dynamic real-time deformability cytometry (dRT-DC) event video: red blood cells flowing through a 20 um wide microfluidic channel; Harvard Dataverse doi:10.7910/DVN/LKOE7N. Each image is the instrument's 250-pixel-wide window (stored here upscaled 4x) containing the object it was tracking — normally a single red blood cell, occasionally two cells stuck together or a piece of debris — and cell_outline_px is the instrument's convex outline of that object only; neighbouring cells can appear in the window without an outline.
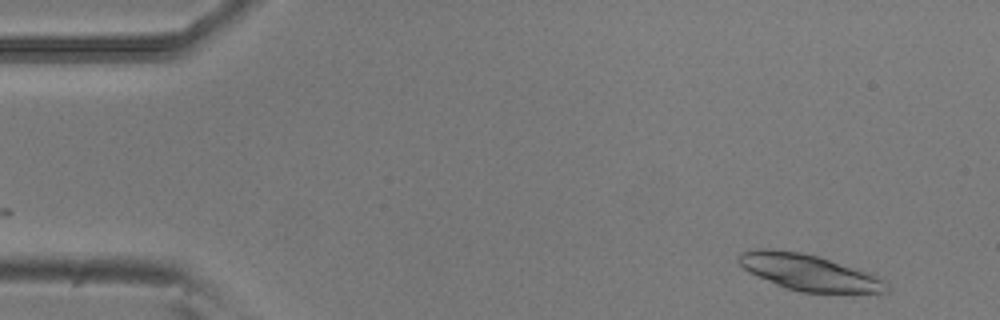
{"species": "common noctule bat (a hibernating species)", "species_latin": "Nyctalus noctula", "temperature_condition": "room temperature", "stored_images_in_passage": 20, "camera_frame_rate_fps": 3000, "um_per_image_px": 0.085, "animal": {"sex": "male", "body_mass_g": 20.5, "forearm_length_mm": 52.5}, "frame": {"image": 1, "passage_image": 2, "time_ms": 0.333, "image_size_px": [1000, 320], "cell_outline_px": [[888, 292], [800, 292], [784, 288], [748, 272], [736, 260], [740, 252], [756, 248], [768, 248], [800, 252], [820, 256], [868, 272], [884, 280], [888, 284]], "centroid_in_image_um": [68.7, 23.13], "position_along_channel_um": 16.3, "area_um2": 31.15}}
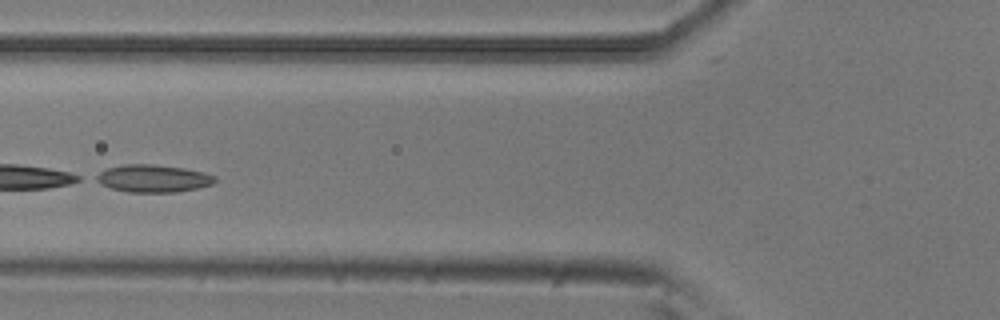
{"frame": {"image": 2, "passage_image": 18, "time_ms": 5.667, "image_size_px": [1000, 320], "cell_outline_px": [[216, 180], [212, 184], [196, 188], [176, 192], [128, 192], [112, 188], [100, 184], [92, 180], [92, 176], [108, 168], [124, 164], [152, 164], [184, 168], [204, 172], [216, 176]], "centroid_in_image_um": [12.96, 15.16], "position_along_channel_um": 112.8, "area_um2": 19.13}}